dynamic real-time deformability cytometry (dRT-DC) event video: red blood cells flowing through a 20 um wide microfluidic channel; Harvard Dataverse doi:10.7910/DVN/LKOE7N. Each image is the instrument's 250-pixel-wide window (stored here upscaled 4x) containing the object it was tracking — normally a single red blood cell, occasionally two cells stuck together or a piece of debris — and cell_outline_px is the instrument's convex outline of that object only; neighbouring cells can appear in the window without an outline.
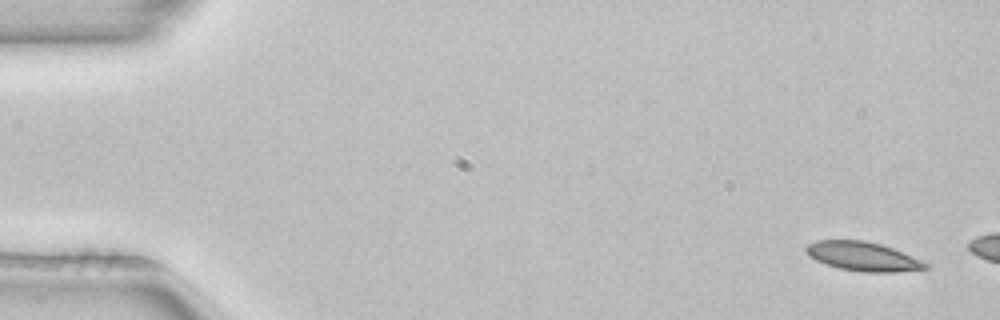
{"species": "common noctule bat (a hibernating species)", "species_latin": "Nyctalus noctula", "temperature_condition": "room temperature", "stored_images_in_passage": 6, "camera_frame_rate_fps": 3000, "um_per_image_px": 0.085, "animal": {"sex": "female", "body_mass_g": 22.7, "forearm_length_mm": 54.2}, "frame": {"image": 1, "passage_image": 1, "time_ms": 0.0, "image_size_px": [1000, 320], "cell_outline_px": [[928, 268], [892, 272], [860, 272], [840, 268], [824, 264], [808, 256], [804, 252], [804, 248], [808, 244], [816, 240], [864, 240], [880, 244], [892, 248], [912, 256], [928, 264]], "centroid_in_image_um": [73.27, 21.79], "position_along_channel_um": 11.7, "area_um2": 20.17}}